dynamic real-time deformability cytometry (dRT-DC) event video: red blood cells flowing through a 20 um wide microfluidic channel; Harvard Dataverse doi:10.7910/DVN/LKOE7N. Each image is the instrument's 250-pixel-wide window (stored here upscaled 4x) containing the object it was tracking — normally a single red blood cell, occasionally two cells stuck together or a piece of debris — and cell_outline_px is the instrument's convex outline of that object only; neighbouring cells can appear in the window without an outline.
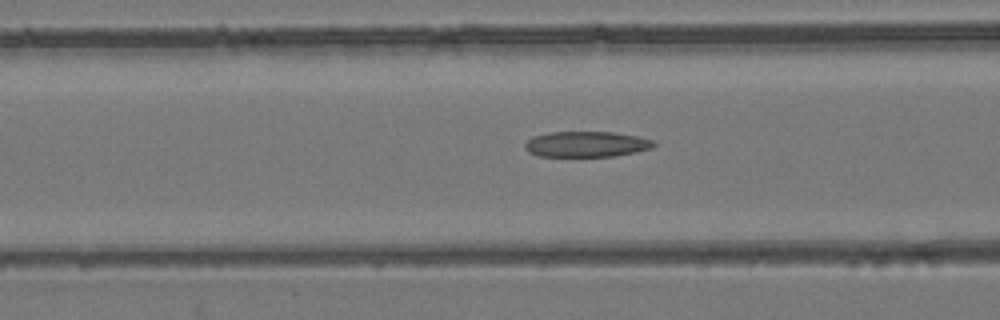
{"species": "common noctule bat (a hibernating species)", "species_latin": "Nyctalus noctula", "temperature_condition": "room temperature", "stored_images_in_passage": 31, "camera_frame_rate_fps": 3000, "um_per_image_px": 0.085, "animal": {"sex": "female", "body_mass_g": 24.6, "forearm_length_mm": 56.2}, "frame": {"image": 1, "passage_image": 13, "time_ms": 4.0, "image_size_px": [1000, 320], "cell_outline_px": [[656, 144], [652, 148], [636, 152], [612, 156], [540, 156], [528, 152], [524, 148], [524, 144], [532, 136], [552, 132], [612, 132], [636, 136], [652, 140]], "centroid_in_image_um": [49.82, 12.25], "position_along_channel_um": 116.8, "area_um2": 19.13}}
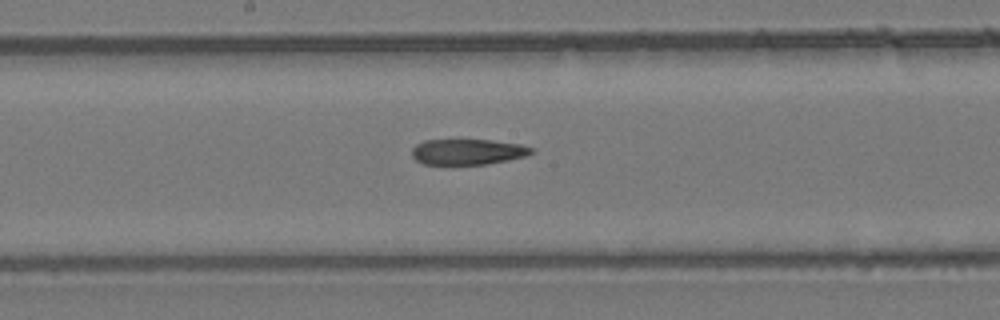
{"frame": {"image": 2, "passage_image": 20, "time_ms": 6.333, "image_size_px": [1000, 320], "cell_outline_px": [[532, 152], [524, 156], [508, 160], [484, 164], [424, 164], [416, 160], [412, 156], [412, 148], [416, 144], [424, 140], [492, 140], [520, 144], [532, 148]], "centroid_in_image_um": [39.71, 12.9], "position_along_channel_um": 208.5, "area_um2": 17.69}}
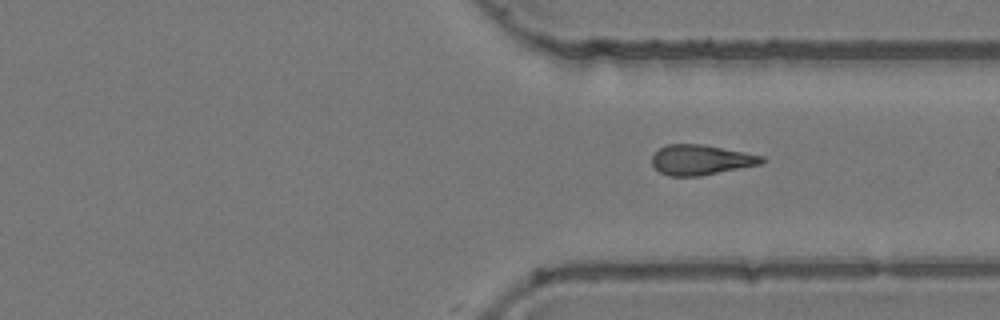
{"frame": {"image": 3, "passage_image": 31, "time_ms": 10.0, "image_size_px": [1000, 320], "cell_outline_px": [[768, 160], [760, 164], [700, 176], [668, 176], [660, 172], [652, 164], [652, 156], [660, 148], [668, 144], [704, 144], [764, 156]], "centroid_in_image_um": [59.59, 13.58], "position_along_channel_um": 351.8, "area_um2": 19.25}}